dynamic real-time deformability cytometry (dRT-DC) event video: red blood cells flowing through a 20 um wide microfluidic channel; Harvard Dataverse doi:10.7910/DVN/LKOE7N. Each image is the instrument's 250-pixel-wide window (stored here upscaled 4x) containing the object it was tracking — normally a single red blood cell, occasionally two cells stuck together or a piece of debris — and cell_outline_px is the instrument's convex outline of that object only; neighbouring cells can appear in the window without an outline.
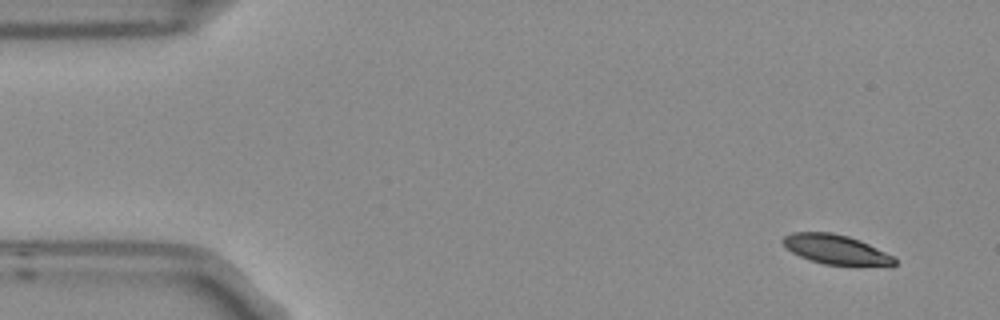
{"species": "Egyptian fruit bat (a non-hibernating species)", "species_latin": "Rousettus aegyptiacus", "temperature_condition": "room temperature", "stored_images_in_passage": 4, "camera_frame_rate_fps": 3000, "um_per_image_px": 0.085, "frame": {"image": 1, "passage_image": 1, "time_ms": 0.0, "image_size_px": [1000, 320], "cell_outline_px": [[896, 264], [892, 268], [824, 264], [800, 256], [792, 252], [780, 240], [784, 236], [792, 232], [832, 232], [848, 236], [860, 240], [892, 256], [896, 260]], "centroid_in_image_um": [71.12, 21.23], "position_along_channel_um": 13.9, "area_um2": 19.54}}
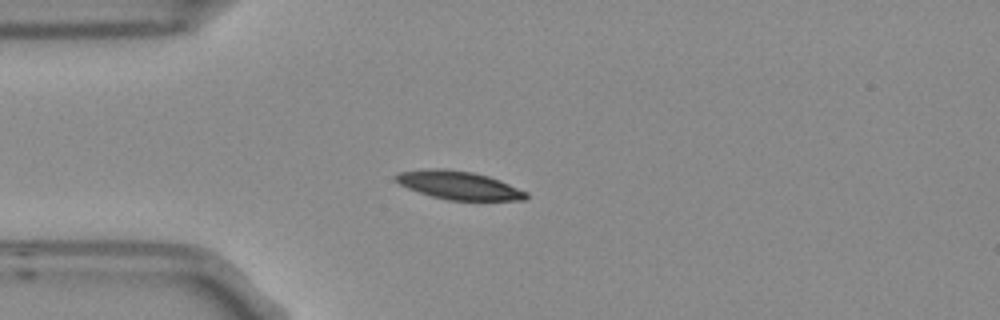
{"frame": {"image": 2, "passage_image": 4, "time_ms": 1.0, "image_size_px": [1000, 320], "cell_outline_px": [[528, 196], [524, 200], [448, 200], [432, 196], [408, 188], [400, 184], [392, 176], [396, 172], [436, 168], [440, 168], [472, 172], [488, 176], [500, 180], [528, 192]], "centroid_in_image_um": [38.99, 15.74], "position_along_channel_um": 46.0, "area_um2": 21.39}}